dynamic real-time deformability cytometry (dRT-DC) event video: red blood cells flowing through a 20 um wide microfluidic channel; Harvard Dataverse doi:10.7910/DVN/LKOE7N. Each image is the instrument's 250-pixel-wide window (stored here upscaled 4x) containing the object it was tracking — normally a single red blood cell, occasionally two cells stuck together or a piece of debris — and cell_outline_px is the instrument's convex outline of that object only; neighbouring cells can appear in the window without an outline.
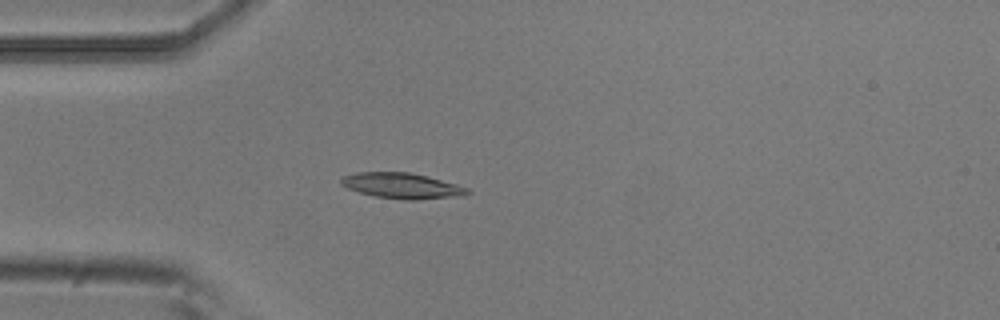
{"species": "common noctule bat (a hibernating species)", "species_latin": "Nyctalus noctula", "temperature_condition": "room temperature", "stored_images_in_passage": 5, "camera_frame_rate_fps": 3000, "um_per_image_px": 0.085, "animal": {"sex": "male", "body_mass_g": 20.5, "forearm_length_mm": 52.5}, "frame": {"image": 1, "passage_image": 5, "time_ms": 1.333, "image_size_px": [1000, 320], "cell_outline_px": [[472, 192], [464, 196], [416, 200], [408, 200], [376, 196], [360, 192], [348, 188], [340, 184], [340, 180], [344, 176], [356, 172], [408, 172], [428, 176], [456, 184], [468, 188]], "centroid_in_image_um": [34.21, 15.79], "position_along_channel_um": 50.8, "area_um2": 18.84}}